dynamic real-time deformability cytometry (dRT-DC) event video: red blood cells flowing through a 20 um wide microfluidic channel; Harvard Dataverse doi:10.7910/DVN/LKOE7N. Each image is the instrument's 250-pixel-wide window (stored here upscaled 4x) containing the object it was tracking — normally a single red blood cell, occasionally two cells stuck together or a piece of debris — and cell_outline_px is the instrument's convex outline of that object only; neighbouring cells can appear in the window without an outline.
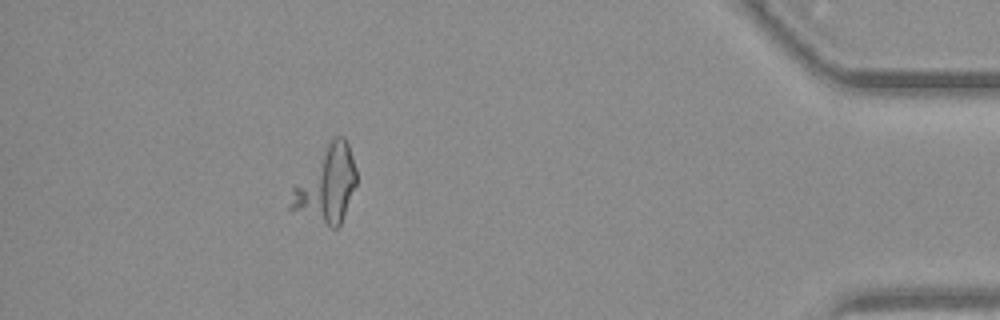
{"species": "common noctule bat (a hibernating species)", "species_latin": "Nyctalus noctula", "temperature_condition": "warm", "stored_images_in_passage": 59, "camera_frame_rate_fps": 3000, "um_per_image_px": 0.085, "animal": {"sex": "female", "body_mass_g": 19.3, "forearm_length_mm": 54.1}, "frame": {"image": 1, "passage_image": 54, "time_ms": 17.667, "image_size_px": [1000, 320], "cell_outline_px": [[356, 184], [340, 224], [336, 228], [332, 228], [288, 208], [292, 188], [332, 136], [344, 136], [348, 144], [356, 168]], "centroid_in_image_um": [27.75, 15.69], "position_along_channel_um": 407.5, "area_um2": 28.61}}